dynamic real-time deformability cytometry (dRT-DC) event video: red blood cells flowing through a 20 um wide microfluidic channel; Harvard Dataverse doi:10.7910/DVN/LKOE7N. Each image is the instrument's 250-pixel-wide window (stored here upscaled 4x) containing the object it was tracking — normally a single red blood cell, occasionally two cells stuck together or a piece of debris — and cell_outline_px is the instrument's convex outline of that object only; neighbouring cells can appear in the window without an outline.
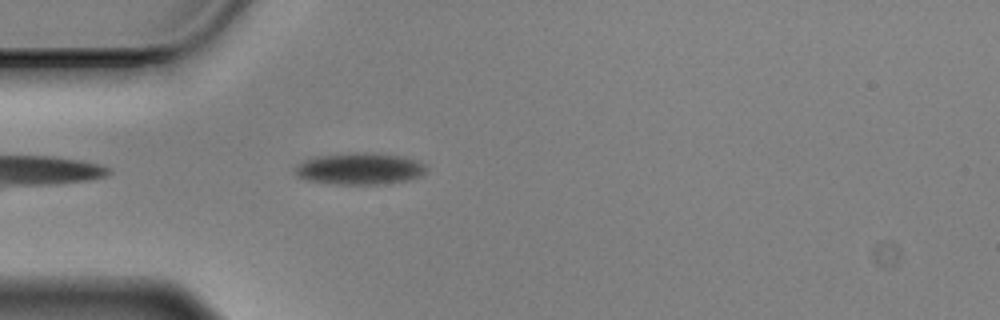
{"species": "Egyptian fruit bat (a non-hibernating species)", "species_latin": "Rousettus aegyptiacus", "temperature_condition": "cold", "stored_images_in_passage": 17, "camera_frame_rate_fps": 3000, "um_per_image_px": 0.085, "animal": {"sex": "male"}, "frame": {"image": 1, "passage_image": 3, "time_ms": 0.667, "image_size_px": [1000, 320], "cell_outline_px": [[428, 168], [420, 176], [408, 180], [384, 184], [336, 184], [308, 180], [296, 176], [296, 164], [304, 160], [316, 156], [356, 152], [372, 152], [404, 156], [424, 164]], "centroid_in_image_um": [30.58, 14.33], "position_along_channel_um": 54.4, "area_um2": 24.33}}
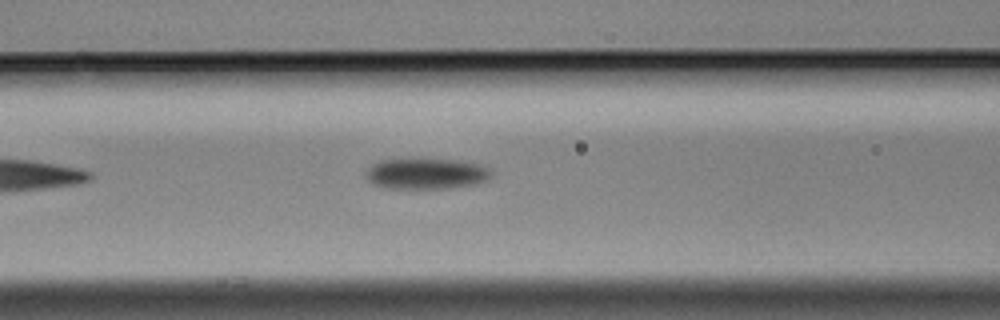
{"frame": {"image": 2, "passage_image": 10, "time_ms": 3.0, "image_size_px": [1000, 320], "cell_outline_px": [[492, 176], [484, 180], [472, 184], [444, 188], [384, 188], [372, 184], [368, 180], [364, 172], [372, 164], [380, 160], [460, 160], [476, 164], [488, 168], [492, 172]], "centroid_in_image_um": [36.16, 14.77], "position_along_channel_um": 130.4, "area_um2": 22.08}}
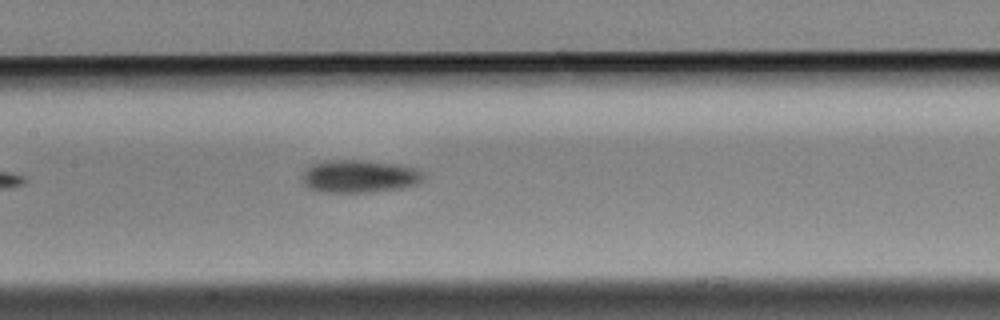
{"frame": {"image": 3, "passage_image": 14, "time_ms": 4.333, "image_size_px": [1000, 320], "cell_outline_px": [[428, 176], [424, 180], [416, 184], [400, 188], [368, 192], [324, 192], [312, 188], [304, 184], [300, 176], [312, 164], [324, 160], [364, 160], [396, 164], [416, 168], [424, 172]], "centroid_in_image_um": [30.59, 14.97], "position_along_channel_um": 176.8, "area_um2": 23.24}}